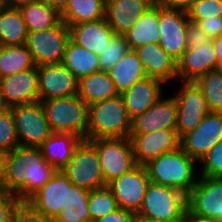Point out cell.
I'll return each mask as SVG.
<instances>
[{"instance_id":"cell-1","label":"cell","mask_w":222,"mask_h":222,"mask_svg":"<svg viewBox=\"0 0 222 222\" xmlns=\"http://www.w3.org/2000/svg\"><path fill=\"white\" fill-rule=\"evenodd\" d=\"M179 147L175 151L163 153L146 164L150 182L173 187L186 195L196 185V162Z\"/></svg>"},{"instance_id":"cell-2","label":"cell","mask_w":222,"mask_h":222,"mask_svg":"<svg viewBox=\"0 0 222 222\" xmlns=\"http://www.w3.org/2000/svg\"><path fill=\"white\" fill-rule=\"evenodd\" d=\"M131 119L122 96L116 95L89 105L87 141L97 138H129Z\"/></svg>"},{"instance_id":"cell-3","label":"cell","mask_w":222,"mask_h":222,"mask_svg":"<svg viewBox=\"0 0 222 222\" xmlns=\"http://www.w3.org/2000/svg\"><path fill=\"white\" fill-rule=\"evenodd\" d=\"M40 102L53 133H71L87 140L89 105L77 94Z\"/></svg>"},{"instance_id":"cell-4","label":"cell","mask_w":222,"mask_h":222,"mask_svg":"<svg viewBox=\"0 0 222 222\" xmlns=\"http://www.w3.org/2000/svg\"><path fill=\"white\" fill-rule=\"evenodd\" d=\"M187 195L173 187L150 182L136 216L159 222H184Z\"/></svg>"},{"instance_id":"cell-5","label":"cell","mask_w":222,"mask_h":222,"mask_svg":"<svg viewBox=\"0 0 222 222\" xmlns=\"http://www.w3.org/2000/svg\"><path fill=\"white\" fill-rule=\"evenodd\" d=\"M97 150L99 162L108 184L115 178L129 172L137 164L130 138H97L88 140Z\"/></svg>"},{"instance_id":"cell-6","label":"cell","mask_w":222,"mask_h":222,"mask_svg":"<svg viewBox=\"0 0 222 222\" xmlns=\"http://www.w3.org/2000/svg\"><path fill=\"white\" fill-rule=\"evenodd\" d=\"M61 170L72 184L89 191L107 186L101 170L98 152L87 140H82L79 143L72 158Z\"/></svg>"},{"instance_id":"cell-7","label":"cell","mask_w":222,"mask_h":222,"mask_svg":"<svg viewBox=\"0 0 222 222\" xmlns=\"http://www.w3.org/2000/svg\"><path fill=\"white\" fill-rule=\"evenodd\" d=\"M70 30L62 21L55 27L28 32L26 46L36 66L60 64Z\"/></svg>"},{"instance_id":"cell-8","label":"cell","mask_w":222,"mask_h":222,"mask_svg":"<svg viewBox=\"0 0 222 222\" xmlns=\"http://www.w3.org/2000/svg\"><path fill=\"white\" fill-rule=\"evenodd\" d=\"M19 146L39 147L53 132L40 101L10 107Z\"/></svg>"},{"instance_id":"cell-9","label":"cell","mask_w":222,"mask_h":222,"mask_svg":"<svg viewBox=\"0 0 222 222\" xmlns=\"http://www.w3.org/2000/svg\"><path fill=\"white\" fill-rule=\"evenodd\" d=\"M177 95H172L177 103L176 131L181 138L194 130L210 112L200 87L195 81H182Z\"/></svg>"},{"instance_id":"cell-10","label":"cell","mask_w":222,"mask_h":222,"mask_svg":"<svg viewBox=\"0 0 222 222\" xmlns=\"http://www.w3.org/2000/svg\"><path fill=\"white\" fill-rule=\"evenodd\" d=\"M187 209L199 217L222 222V177L199 175L187 194Z\"/></svg>"},{"instance_id":"cell-11","label":"cell","mask_w":222,"mask_h":222,"mask_svg":"<svg viewBox=\"0 0 222 222\" xmlns=\"http://www.w3.org/2000/svg\"><path fill=\"white\" fill-rule=\"evenodd\" d=\"M150 183L146 166L137 164L129 172L107 184L119 208L128 209L135 214L141 208L148 184Z\"/></svg>"},{"instance_id":"cell-12","label":"cell","mask_w":222,"mask_h":222,"mask_svg":"<svg viewBox=\"0 0 222 222\" xmlns=\"http://www.w3.org/2000/svg\"><path fill=\"white\" fill-rule=\"evenodd\" d=\"M188 14L182 10L167 9L159 5L160 37L158 44L178 61L187 50Z\"/></svg>"},{"instance_id":"cell-13","label":"cell","mask_w":222,"mask_h":222,"mask_svg":"<svg viewBox=\"0 0 222 222\" xmlns=\"http://www.w3.org/2000/svg\"><path fill=\"white\" fill-rule=\"evenodd\" d=\"M222 140V113L209 112L194 129L180 138V147L198 163Z\"/></svg>"},{"instance_id":"cell-14","label":"cell","mask_w":222,"mask_h":222,"mask_svg":"<svg viewBox=\"0 0 222 222\" xmlns=\"http://www.w3.org/2000/svg\"><path fill=\"white\" fill-rule=\"evenodd\" d=\"M41 156L39 147L17 146L6 156L0 190L13 193L25 201V166L33 164Z\"/></svg>"},{"instance_id":"cell-15","label":"cell","mask_w":222,"mask_h":222,"mask_svg":"<svg viewBox=\"0 0 222 222\" xmlns=\"http://www.w3.org/2000/svg\"><path fill=\"white\" fill-rule=\"evenodd\" d=\"M136 164L145 166L163 153L180 147L176 129H161L146 134H130Z\"/></svg>"},{"instance_id":"cell-16","label":"cell","mask_w":222,"mask_h":222,"mask_svg":"<svg viewBox=\"0 0 222 222\" xmlns=\"http://www.w3.org/2000/svg\"><path fill=\"white\" fill-rule=\"evenodd\" d=\"M39 101L74 96L78 79L62 63L37 66Z\"/></svg>"},{"instance_id":"cell-17","label":"cell","mask_w":222,"mask_h":222,"mask_svg":"<svg viewBox=\"0 0 222 222\" xmlns=\"http://www.w3.org/2000/svg\"><path fill=\"white\" fill-rule=\"evenodd\" d=\"M71 184L62 170H55L50 179L26 202L45 217L54 219L66 206L67 188Z\"/></svg>"},{"instance_id":"cell-18","label":"cell","mask_w":222,"mask_h":222,"mask_svg":"<svg viewBox=\"0 0 222 222\" xmlns=\"http://www.w3.org/2000/svg\"><path fill=\"white\" fill-rule=\"evenodd\" d=\"M0 95L7 108L39 101L37 66L3 77Z\"/></svg>"},{"instance_id":"cell-19","label":"cell","mask_w":222,"mask_h":222,"mask_svg":"<svg viewBox=\"0 0 222 222\" xmlns=\"http://www.w3.org/2000/svg\"><path fill=\"white\" fill-rule=\"evenodd\" d=\"M177 103L173 96L159 98L144 113L131 120L130 134H146L161 129H176Z\"/></svg>"},{"instance_id":"cell-20","label":"cell","mask_w":222,"mask_h":222,"mask_svg":"<svg viewBox=\"0 0 222 222\" xmlns=\"http://www.w3.org/2000/svg\"><path fill=\"white\" fill-rule=\"evenodd\" d=\"M156 0H106L105 19L115 35H125Z\"/></svg>"},{"instance_id":"cell-21","label":"cell","mask_w":222,"mask_h":222,"mask_svg":"<svg viewBox=\"0 0 222 222\" xmlns=\"http://www.w3.org/2000/svg\"><path fill=\"white\" fill-rule=\"evenodd\" d=\"M217 63L212 42L187 49L177 61V80L195 81L199 76L215 70Z\"/></svg>"},{"instance_id":"cell-22","label":"cell","mask_w":222,"mask_h":222,"mask_svg":"<svg viewBox=\"0 0 222 222\" xmlns=\"http://www.w3.org/2000/svg\"><path fill=\"white\" fill-rule=\"evenodd\" d=\"M138 59L142 62L147 77L161 80L164 84L177 80V61L166 53L158 43L136 47Z\"/></svg>"},{"instance_id":"cell-23","label":"cell","mask_w":222,"mask_h":222,"mask_svg":"<svg viewBox=\"0 0 222 222\" xmlns=\"http://www.w3.org/2000/svg\"><path fill=\"white\" fill-rule=\"evenodd\" d=\"M161 80L146 77L121 94L128 116L132 120L149 109L164 94Z\"/></svg>"},{"instance_id":"cell-24","label":"cell","mask_w":222,"mask_h":222,"mask_svg":"<svg viewBox=\"0 0 222 222\" xmlns=\"http://www.w3.org/2000/svg\"><path fill=\"white\" fill-rule=\"evenodd\" d=\"M70 39L77 45L99 55L115 35L105 18L69 27Z\"/></svg>"},{"instance_id":"cell-25","label":"cell","mask_w":222,"mask_h":222,"mask_svg":"<svg viewBox=\"0 0 222 222\" xmlns=\"http://www.w3.org/2000/svg\"><path fill=\"white\" fill-rule=\"evenodd\" d=\"M83 139L71 133H52L40 146L45 161L56 170L63 169Z\"/></svg>"},{"instance_id":"cell-26","label":"cell","mask_w":222,"mask_h":222,"mask_svg":"<svg viewBox=\"0 0 222 222\" xmlns=\"http://www.w3.org/2000/svg\"><path fill=\"white\" fill-rule=\"evenodd\" d=\"M28 30L18 6L0 7V45L20 46L27 41Z\"/></svg>"},{"instance_id":"cell-27","label":"cell","mask_w":222,"mask_h":222,"mask_svg":"<svg viewBox=\"0 0 222 222\" xmlns=\"http://www.w3.org/2000/svg\"><path fill=\"white\" fill-rule=\"evenodd\" d=\"M159 4L156 2L124 35L130 49L158 43L160 37Z\"/></svg>"},{"instance_id":"cell-28","label":"cell","mask_w":222,"mask_h":222,"mask_svg":"<svg viewBox=\"0 0 222 222\" xmlns=\"http://www.w3.org/2000/svg\"><path fill=\"white\" fill-rule=\"evenodd\" d=\"M77 95L88 105L119 95L106 71H98L78 80Z\"/></svg>"},{"instance_id":"cell-29","label":"cell","mask_w":222,"mask_h":222,"mask_svg":"<svg viewBox=\"0 0 222 222\" xmlns=\"http://www.w3.org/2000/svg\"><path fill=\"white\" fill-rule=\"evenodd\" d=\"M108 73L120 95L137 81L147 77L143 64L134 49H130Z\"/></svg>"},{"instance_id":"cell-30","label":"cell","mask_w":222,"mask_h":222,"mask_svg":"<svg viewBox=\"0 0 222 222\" xmlns=\"http://www.w3.org/2000/svg\"><path fill=\"white\" fill-rule=\"evenodd\" d=\"M62 64L79 80L80 78L100 71L99 55L68 40Z\"/></svg>"},{"instance_id":"cell-31","label":"cell","mask_w":222,"mask_h":222,"mask_svg":"<svg viewBox=\"0 0 222 222\" xmlns=\"http://www.w3.org/2000/svg\"><path fill=\"white\" fill-rule=\"evenodd\" d=\"M105 0H69L61 12V21L68 27L105 18Z\"/></svg>"},{"instance_id":"cell-32","label":"cell","mask_w":222,"mask_h":222,"mask_svg":"<svg viewBox=\"0 0 222 222\" xmlns=\"http://www.w3.org/2000/svg\"><path fill=\"white\" fill-rule=\"evenodd\" d=\"M89 190L71 184L67 188L66 206L61 208L54 222H91L88 207Z\"/></svg>"},{"instance_id":"cell-33","label":"cell","mask_w":222,"mask_h":222,"mask_svg":"<svg viewBox=\"0 0 222 222\" xmlns=\"http://www.w3.org/2000/svg\"><path fill=\"white\" fill-rule=\"evenodd\" d=\"M22 13L28 32L57 26L61 13L55 8L31 0L17 5Z\"/></svg>"},{"instance_id":"cell-34","label":"cell","mask_w":222,"mask_h":222,"mask_svg":"<svg viewBox=\"0 0 222 222\" xmlns=\"http://www.w3.org/2000/svg\"><path fill=\"white\" fill-rule=\"evenodd\" d=\"M35 66L31 53L26 45H0V75L2 78L31 69Z\"/></svg>"},{"instance_id":"cell-35","label":"cell","mask_w":222,"mask_h":222,"mask_svg":"<svg viewBox=\"0 0 222 222\" xmlns=\"http://www.w3.org/2000/svg\"><path fill=\"white\" fill-rule=\"evenodd\" d=\"M195 83L200 87L209 111L222 113V75L212 70L199 76Z\"/></svg>"},{"instance_id":"cell-36","label":"cell","mask_w":222,"mask_h":222,"mask_svg":"<svg viewBox=\"0 0 222 222\" xmlns=\"http://www.w3.org/2000/svg\"><path fill=\"white\" fill-rule=\"evenodd\" d=\"M25 170L26 201L50 179L56 169L52 165H49L41 155L33 164L25 166Z\"/></svg>"},{"instance_id":"cell-37","label":"cell","mask_w":222,"mask_h":222,"mask_svg":"<svg viewBox=\"0 0 222 222\" xmlns=\"http://www.w3.org/2000/svg\"><path fill=\"white\" fill-rule=\"evenodd\" d=\"M88 207L91 222L119 208L114 195L107 186L89 191Z\"/></svg>"},{"instance_id":"cell-38","label":"cell","mask_w":222,"mask_h":222,"mask_svg":"<svg viewBox=\"0 0 222 222\" xmlns=\"http://www.w3.org/2000/svg\"><path fill=\"white\" fill-rule=\"evenodd\" d=\"M130 50L123 35H114L109 42V46L99 54L100 70L110 71L122 57Z\"/></svg>"},{"instance_id":"cell-39","label":"cell","mask_w":222,"mask_h":222,"mask_svg":"<svg viewBox=\"0 0 222 222\" xmlns=\"http://www.w3.org/2000/svg\"><path fill=\"white\" fill-rule=\"evenodd\" d=\"M18 146L15 122L10 108L0 113V150L9 153Z\"/></svg>"},{"instance_id":"cell-40","label":"cell","mask_w":222,"mask_h":222,"mask_svg":"<svg viewBox=\"0 0 222 222\" xmlns=\"http://www.w3.org/2000/svg\"><path fill=\"white\" fill-rule=\"evenodd\" d=\"M191 22L222 17V0H197L187 11Z\"/></svg>"},{"instance_id":"cell-41","label":"cell","mask_w":222,"mask_h":222,"mask_svg":"<svg viewBox=\"0 0 222 222\" xmlns=\"http://www.w3.org/2000/svg\"><path fill=\"white\" fill-rule=\"evenodd\" d=\"M201 172L198 175L207 177H222V140L211 148L199 161Z\"/></svg>"},{"instance_id":"cell-42","label":"cell","mask_w":222,"mask_h":222,"mask_svg":"<svg viewBox=\"0 0 222 222\" xmlns=\"http://www.w3.org/2000/svg\"><path fill=\"white\" fill-rule=\"evenodd\" d=\"M12 222H54L53 219L45 217L37 212L26 201H20L16 206Z\"/></svg>"},{"instance_id":"cell-43","label":"cell","mask_w":222,"mask_h":222,"mask_svg":"<svg viewBox=\"0 0 222 222\" xmlns=\"http://www.w3.org/2000/svg\"><path fill=\"white\" fill-rule=\"evenodd\" d=\"M21 200L16 194L0 190V222H12L16 206Z\"/></svg>"},{"instance_id":"cell-44","label":"cell","mask_w":222,"mask_h":222,"mask_svg":"<svg viewBox=\"0 0 222 222\" xmlns=\"http://www.w3.org/2000/svg\"><path fill=\"white\" fill-rule=\"evenodd\" d=\"M212 38L205 34L197 23L189 21L187 26L186 44L187 49L198 48L212 42Z\"/></svg>"},{"instance_id":"cell-45","label":"cell","mask_w":222,"mask_h":222,"mask_svg":"<svg viewBox=\"0 0 222 222\" xmlns=\"http://www.w3.org/2000/svg\"><path fill=\"white\" fill-rule=\"evenodd\" d=\"M201 30L212 39L222 36V17L205 19L197 23Z\"/></svg>"},{"instance_id":"cell-46","label":"cell","mask_w":222,"mask_h":222,"mask_svg":"<svg viewBox=\"0 0 222 222\" xmlns=\"http://www.w3.org/2000/svg\"><path fill=\"white\" fill-rule=\"evenodd\" d=\"M135 215L131 210L118 208L114 212L106 214L94 222H133Z\"/></svg>"},{"instance_id":"cell-47","label":"cell","mask_w":222,"mask_h":222,"mask_svg":"<svg viewBox=\"0 0 222 222\" xmlns=\"http://www.w3.org/2000/svg\"><path fill=\"white\" fill-rule=\"evenodd\" d=\"M197 0H156V2L167 9H176L187 12Z\"/></svg>"},{"instance_id":"cell-48","label":"cell","mask_w":222,"mask_h":222,"mask_svg":"<svg viewBox=\"0 0 222 222\" xmlns=\"http://www.w3.org/2000/svg\"><path fill=\"white\" fill-rule=\"evenodd\" d=\"M184 222H218L215 219L199 217L192 214L188 209L185 212Z\"/></svg>"},{"instance_id":"cell-49","label":"cell","mask_w":222,"mask_h":222,"mask_svg":"<svg viewBox=\"0 0 222 222\" xmlns=\"http://www.w3.org/2000/svg\"><path fill=\"white\" fill-rule=\"evenodd\" d=\"M218 61H222V36L212 40Z\"/></svg>"},{"instance_id":"cell-50","label":"cell","mask_w":222,"mask_h":222,"mask_svg":"<svg viewBox=\"0 0 222 222\" xmlns=\"http://www.w3.org/2000/svg\"><path fill=\"white\" fill-rule=\"evenodd\" d=\"M68 2L69 0H52V7L61 13L68 5Z\"/></svg>"},{"instance_id":"cell-51","label":"cell","mask_w":222,"mask_h":222,"mask_svg":"<svg viewBox=\"0 0 222 222\" xmlns=\"http://www.w3.org/2000/svg\"><path fill=\"white\" fill-rule=\"evenodd\" d=\"M7 153L0 150V184L4 174Z\"/></svg>"},{"instance_id":"cell-52","label":"cell","mask_w":222,"mask_h":222,"mask_svg":"<svg viewBox=\"0 0 222 222\" xmlns=\"http://www.w3.org/2000/svg\"><path fill=\"white\" fill-rule=\"evenodd\" d=\"M2 5L17 6L20 3L27 2L29 0H0Z\"/></svg>"},{"instance_id":"cell-53","label":"cell","mask_w":222,"mask_h":222,"mask_svg":"<svg viewBox=\"0 0 222 222\" xmlns=\"http://www.w3.org/2000/svg\"><path fill=\"white\" fill-rule=\"evenodd\" d=\"M31 1L52 7V0H31Z\"/></svg>"},{"instance_id":"cell-54","label":"cell","mask_w":222,"mask_h":222,"mask_svg":"<svg viewBox=\"0 0 222 222\" xmlns=\"http://www.w3.org/2000/svg\"><path fill=\"white\" fill-rule=\"evenodd\" d=\"M133 222H159V221H152V220H148L142 217H138L135 215L134 221Z\"/></svg>"},{"instance_id":"cell-55","label":"cell","mask_w":222,"mask_h":222,"mask_svg":"<svg viewBox=\"0 0 222 222\" xmlns=\"http://www.w3.org/2000/svg\"><path fill=\"white\" fill-rule=\"evenodd\" d=\"M215 70H216L220 75H222V61H218Z\"/></svg>"},{"instance_id":"cell-56","label":"cell","mask_w":222,"mask_h":222,"mask_svg":"<svg viewBox=\"0 0 222 222\" xmlns=\"http://www.w3.org/2000/svg\"><path fill=\"white\" fill-rule=\"evenodd\" d=\"M7 107L4 105L1 95H0V113H2Z\"/></svg>"}]
</instances>
